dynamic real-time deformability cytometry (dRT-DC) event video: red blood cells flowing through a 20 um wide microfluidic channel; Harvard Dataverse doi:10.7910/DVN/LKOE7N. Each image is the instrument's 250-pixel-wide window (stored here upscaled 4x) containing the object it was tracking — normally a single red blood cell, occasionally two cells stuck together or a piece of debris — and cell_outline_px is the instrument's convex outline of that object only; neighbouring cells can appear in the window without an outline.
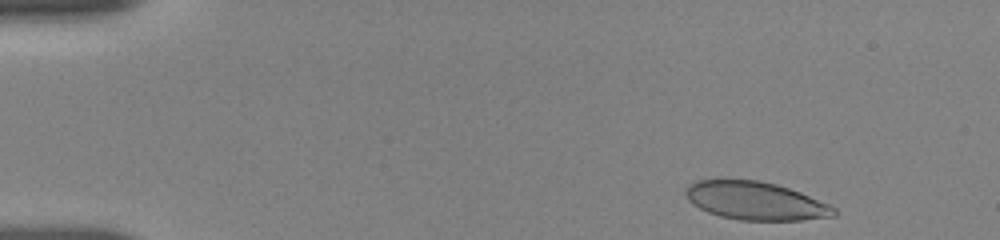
{"species": "human", "species_latin": "Homo sapiens", "temperature_condition": "room temperature", "stored_images_in_passage": 50, "camera_frame_rate_fps": 3000, "um_per_image_px": 0.085, "donor": {"sex": "female"}, "frame": {"image": 1, "passage_image": 2, "time_ms": 0.333, "image_size_px": [1000, 240], "cell_outline_px": [[836, 216], [800, 220], [740, 220], [720, 216], [708, 212], [692, 204], [688, 200], [684, 192], [684, 188], [688, 184], [696, 180], [720, 176], [760, 180], [776, 184], [800, 192], [828, 204], [836, 208]], "centroid_in_image_um": [64.12, 17.02], "position_along_channel_um": 20.9, "area_um2": 33.87}}
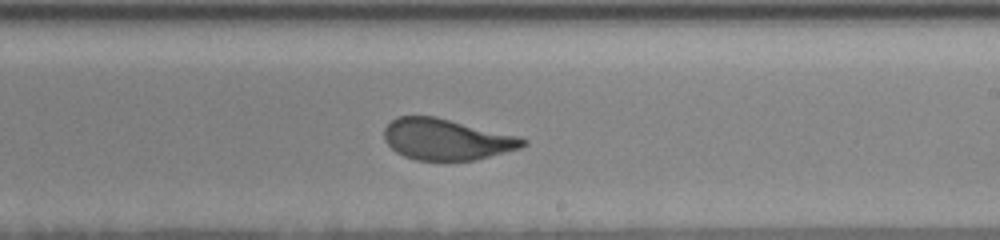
{"frame": {"image": 2, "passage_image": 29, "time_ms": 9.333, "image_size_px": [1000, 240], "cell_outline_px": [[528, 144], [520, 148], [476, 160], [416, 160], [404, 156], [396, 152], [384, 140], [384, 128], [396, 116], [436, 116], [520, 136], [528, 140]], "centroid_in_image_um": [37.97, 11.84], "position_along_channel_um": 251.0, "area_um2": 33.47}}
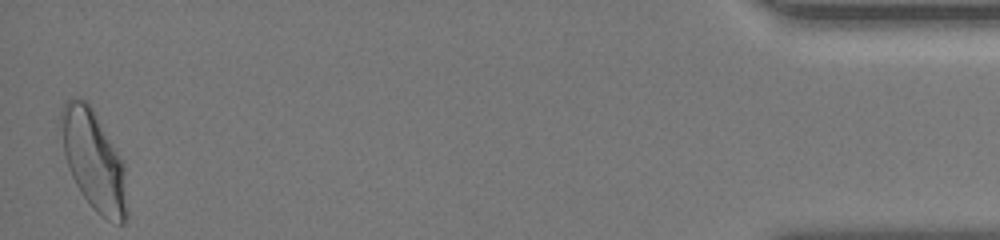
{"frame": {"image": 3, "passage_image": 50, "time_ms": 16.333, "image_size_px": [1000, 240], "cell_outline_px": [[128, 216], [124, 224], [120, 224], [108, 220], [100, 216], [92, 208], [76, 184], [68, 168], [64, 152], [60, 120], [60, 112], [64, 104], [72, 96], [88, 100], [120, 156], [124, 164], [128, 212]], "centroid_in_image_um": [7.98, 13.65], "position_along_channel_um": 427.2, "area_um2": 38.44}, "authors_computed_cell_mechanics": {"area_um2": 34.1887, "velocity_mm_per_s": 3.6553, "shape_relaxation_time_tau1_ms": 6.5489, "shape_relaxation_time_tau2_ms": null, "deformation_change_tau1": 0.1928, "deformation_change_tau2": null}}